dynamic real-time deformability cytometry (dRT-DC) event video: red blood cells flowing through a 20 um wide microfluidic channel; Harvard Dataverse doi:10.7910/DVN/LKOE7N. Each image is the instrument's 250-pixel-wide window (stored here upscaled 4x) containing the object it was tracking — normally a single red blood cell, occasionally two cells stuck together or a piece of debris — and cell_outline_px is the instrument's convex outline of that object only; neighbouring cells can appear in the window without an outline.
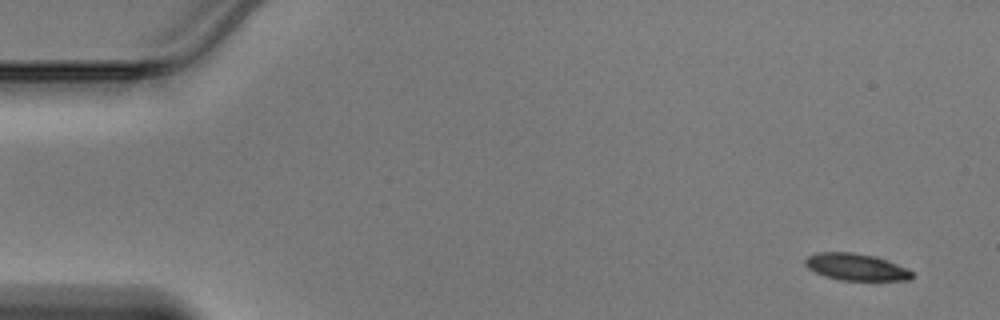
{"species": "Egyptian fruit bat (a non-hibernating species)", "species_latin": "Rousettus aegyptiacus", "temperature_condition": "warm", "stored_images_in_passage": 47, "camera_frame_rate_fps": 3000, "um_per_image_px": 0.085, "animal": {"sex": "male"}, "frame": {"image": 1, "passage_image": 2, "time_ms": 0.333, "image_size_px": [1000, 320], "cell_outline_px": [[912, 276], [908, 280], [840, 280], [824, 276], [808, 268], [804, 264], [804, 260], [808, 256], [816, 252], [852, 252], [872, 256], [896, 264], [912, 272]], "centroid_in_image_um": [72.68, 22.69], "position_along_channel_um": 12.3, "area_um2": 16.42}}
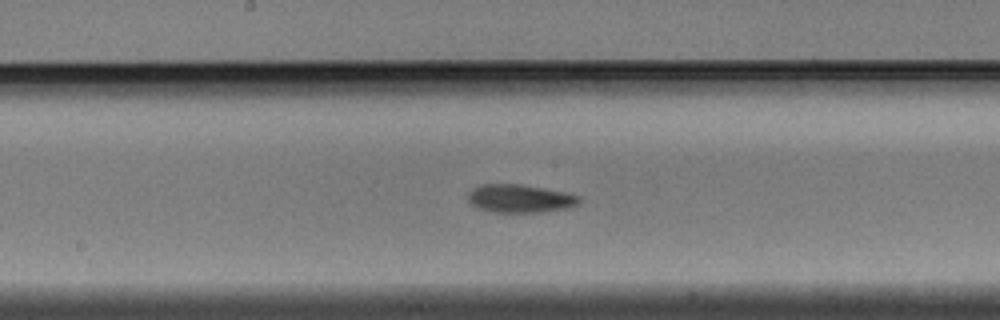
{"frame": {"image": 2, "passage_image": 24, "time_ms": 7.667, "image_size_px": [1000, 320], "cell_outline_px": [[580, 204], [564, 208], [540, 212], [492, 212], [476, 208], [468, 200], [468, 192], [472, 188], [480, 184], [524, 184], [568, 192], [580, 196]], "centroid_in_image_um": [44.19, 16.86], "position_along_channel_um": 204.0, "area_um2": 18.5}}
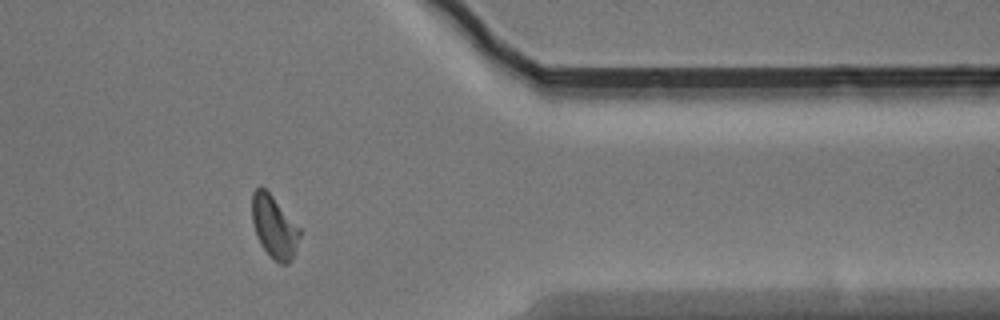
{"frame": {"image": 3, "passage_image": 38, "time_ms": 12.333, "image_size_px": [1000, 320], "cell_outline_px": [[300, 236], [292, 256], [288, 264], [280, 264], [272, 260], [260, 244], [252, 220], [252, 192], [260, 184], [272, 196], [300, 228]], "centroid_in_image_um": [23.28, 19.28], "position_along_channel_um": 388.1, "area_um2": 17.17}}